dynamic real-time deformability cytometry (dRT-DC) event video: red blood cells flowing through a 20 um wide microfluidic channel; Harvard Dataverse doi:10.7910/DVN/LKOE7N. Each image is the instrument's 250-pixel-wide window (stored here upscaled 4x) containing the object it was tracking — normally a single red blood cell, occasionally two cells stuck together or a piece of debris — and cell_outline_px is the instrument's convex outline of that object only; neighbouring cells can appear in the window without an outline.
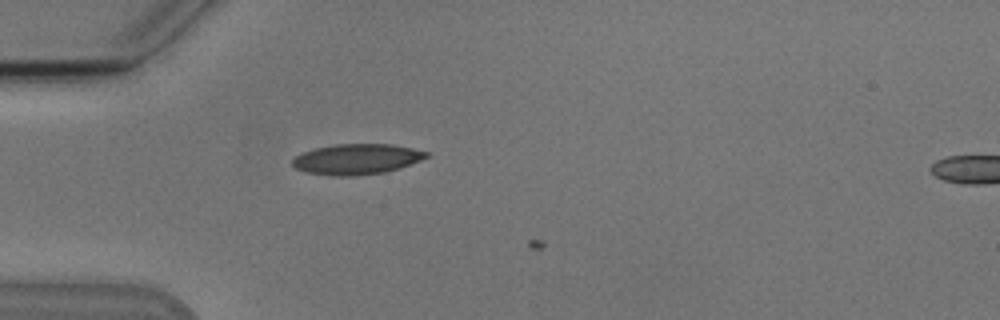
{"species": "Egyptian fruit bat (a non-hibernating species)", "species_latin": "Rousettus aegyptiacus", "temperature_condition": "cold", "stored_images_in_passage": 11, "camera_frame_rate_fps": 3000, "um_per_image_px": 0.085, "animal": {"sex": "male"}, "frame": {"image": 1, "passage_image": 10, "time_ms": 3.0, "image_size_px": [1000, 320], "cell_outline_px": [[432, 156], [400, 168], [384, 172], [348, 176], [336, 176], [304, 172], [296, 168], [292, 164], [292, 160], [300, 152], [316, 148], [336, 144], [392, 144], [412, 148], [428, 152]], "centroid_in_image_um": [30.33, 13.52], "position_along_channel_um": 54.7, "area_um2": 23.87}}